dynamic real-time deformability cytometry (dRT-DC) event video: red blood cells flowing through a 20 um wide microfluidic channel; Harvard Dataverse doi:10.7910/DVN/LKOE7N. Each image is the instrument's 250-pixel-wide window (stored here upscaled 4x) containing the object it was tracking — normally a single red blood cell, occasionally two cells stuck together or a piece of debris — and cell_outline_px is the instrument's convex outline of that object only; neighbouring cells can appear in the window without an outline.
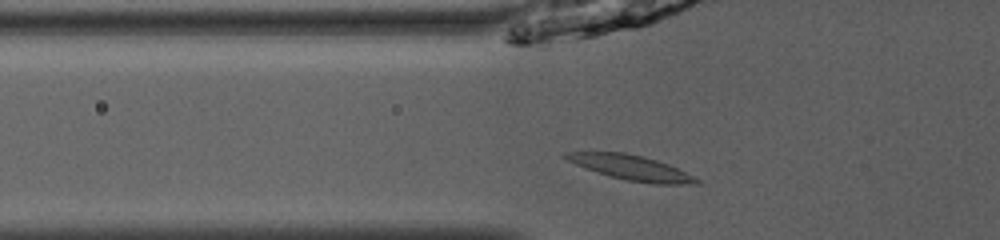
{"species": "common noctule bat (a hibernating species)", "species_latin": "Nyctalus noctula", "temperature_condition": "room temperature", "stored_images_in_passage": 35, "camera_frame_rate_fps": 3000, "um_per_image_px": 0.085, "animal": {"sex": "male", "body_mass_g": 13.0, "forearm_length_mm": 53.1}, "frame": {"image": 1, "passage_image": 3, "time_ms": 0.667, "image_size_px": [1000, 240], "cell_outline_px": [[700, 184], [656, 184], [628, 180], [596, 172], [576, 164], [560, 156], [560, 152], [624, 152], [644, 156], [668, 164], [700, 180]], "centroid_in_image_um": [53.6, 14.23], "position_along_channel_um": 72.2, "area_um2": 18.73}}
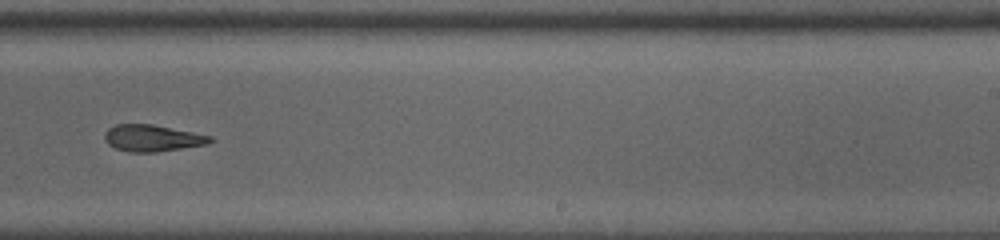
{"frame": {"image": 2, "passage_image": 18, "time_ms": 5.667, "image_size_px": [1000, 240], "cell_outline_px": [[212, 140], [204, 144], [156, 152], [128, 152], [116, 148], [108, 144], [104, 140], [104, 132], [108, 128], [116, 124], [152, 124], [212, 136]], "centroid_in_image_um": [12.87, 11.73], "position_along_channel_um": 276.1, "area_um2": 16.18}}
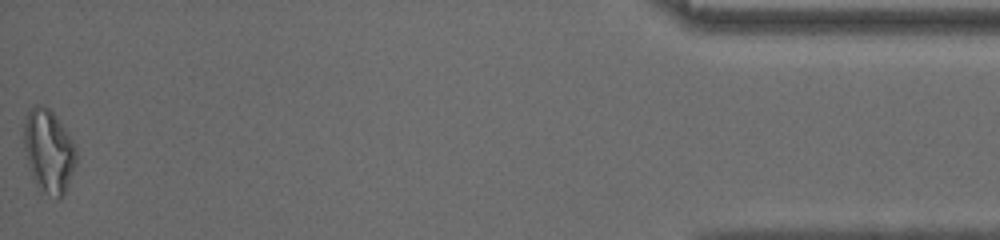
{"frame": {"image": 3, "passage_image": 35, "time_ms": 11.333, "image_size_px": [1000, 240], "cell_outline_px": [[76, 164], [64, 196], [60, 200], [36, 184], [32, 176], [28, 164], [24, 148], [24, 124], [28, 108], [32, 104], [40, 104], [48, 108], [56, 116], [76, 144]], "centroid_in_image_um": [4.15, 12.79], "position_along_channel_um": 431.1, "area_um2": 25.43}, "authors_computed_cell_mechanics": {"area_um2": 17.34, "velocity_mm_per_s": 4.072, "shape_relaxation_time_tau1_ms": 3.9998, "shape_relaxation_time_tau2_ms": 5.9438, "deformation_change_tau1": 0.1562, "deformation_change_tau2": 0.1772}}